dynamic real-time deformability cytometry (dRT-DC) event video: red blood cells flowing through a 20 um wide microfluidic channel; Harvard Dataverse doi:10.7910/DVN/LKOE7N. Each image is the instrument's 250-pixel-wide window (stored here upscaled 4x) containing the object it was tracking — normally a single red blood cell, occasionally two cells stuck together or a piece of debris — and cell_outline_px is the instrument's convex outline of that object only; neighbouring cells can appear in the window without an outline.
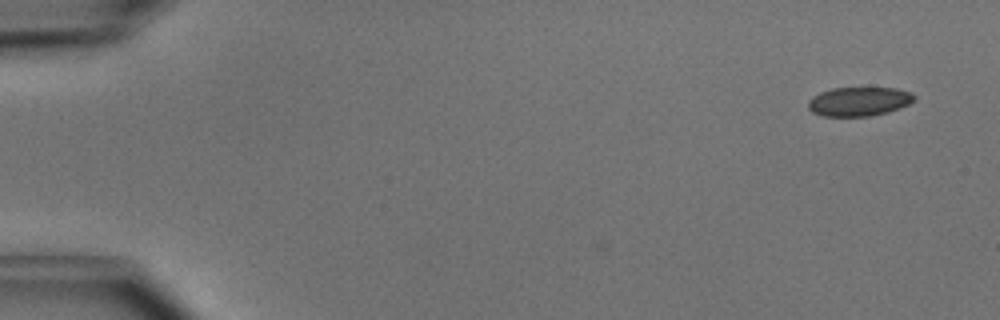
{"species": "common noctule bat (a hibernating species)", "species_latin": "Nyctalus noctula", "temperature_condition": "cold", "stored_images_in_passage": 44, "camera_frame_rate_fps": 3000, "um_per_image_px": 0.085, "animal": {"sex": "male", "body_mass_g": 15.6}, "frame": {"image": 1, "passage_image": 1, "time_ms": 0.0, "image_size_px": [1000, 320], "cell_outline_px": [[916, 100], [900, 108], [888, 112], [868, 116], [820, 116], [812, 112], [808, 108], [808, 100], [812, 96], [820, 92], [832, 88], [896, 88], [912, 92], [916, 96]], "centroid_in_image_um": [73.01, 8.62], "position_along_channel_um": 12.0, "area_um2": 18.15}}
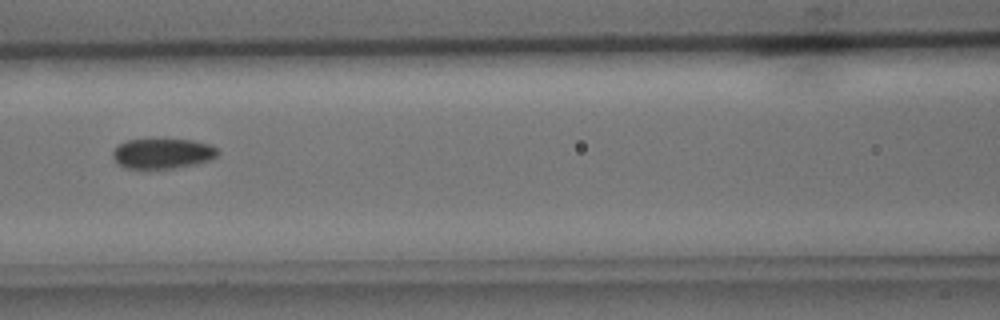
{"frame": {"image": 2, "passage_image": 21, "time_ms": 6.667, "image_size_px": [1000, 320], "cell_outline_px": [[220, 152], [212, 160], [196, 164], [172, 168], [124, 168], [116, 164], [112, 156], [112, 152], [120, 144], [128, 140], [152, 136], [192, 140], [212, 144], [220, 148]], "centroid_in_image_um": [13.85, 12.99], "position_along_channel_um": 152.8, "area_um2": 19.48}}
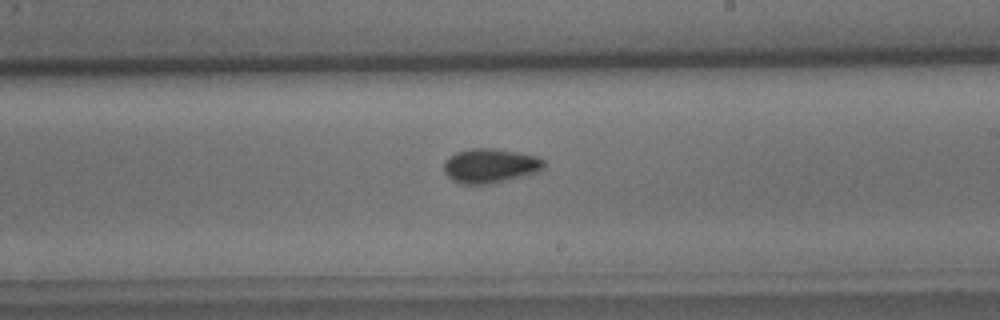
{"frame": {"image": 3, "passage_image": 28, "time_ms": 9.0, "image_size_px": [1000, 320], "cell_outline_px": [[544, 168], [536, 172], [524, 176], [488, 184], [460, 184], [452, 180], [444, 172], [444, 160], [448, 156], [456, 152], [472, 148], [492, 148], [516, 152], [536, 156], [544, 160]], "centroid_in_image_um": [41.63, 14.09], "position_along_channel_um": 247.4, "area_um2": 20.06}, "authors_computed_cell_mechanics": {"area_um2": 19.074, "velocity_mm_per_s": 4.064, "shape_relaxation_time_tau1_ms": 6.2094, "shape_relaxation_time_tau2_ms": 5.5435, "deformation_change_tau1": 0.1021, "deformation_change_tau2": 0.072}}